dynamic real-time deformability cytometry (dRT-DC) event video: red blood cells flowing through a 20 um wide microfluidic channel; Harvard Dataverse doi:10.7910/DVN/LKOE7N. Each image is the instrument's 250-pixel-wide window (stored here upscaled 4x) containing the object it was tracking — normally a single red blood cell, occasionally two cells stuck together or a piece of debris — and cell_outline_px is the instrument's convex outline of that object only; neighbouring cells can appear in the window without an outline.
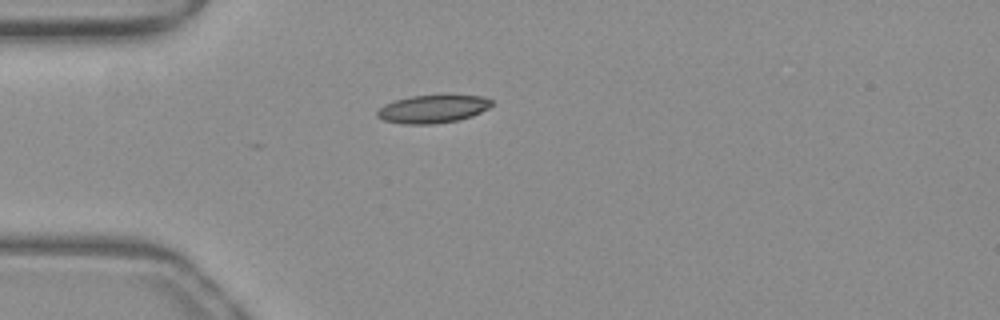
{"species": "common noctule bat (a hibernating species)", "species_latin": "Nyctalus noctula", "temperature_condition": "warm", "stored_images_in_passage": 15, "camera_frame_rate_fps": 3000, "um_per_image_px": 0.085, "animal": {"sex": "female", "body_mass_g": 19.3, "forearm_length_mm": 54.1}, "frame": {"image": 1, "passage_image": 1, "time_ms": 0.0, "image_size_px": [1000, 320], "cell_outline_px": [[492, 104], [488, 108], [472, 116], [456, 120], [432, 124], [404, 124], [384, 120], [376, 116], [376, 112], [384, 104], [408, 96], [440, 92], [448, 92], [484, 96], [492, 100]], "centroid_in_image_um": [36.83, 9.19], "position_along_channel_um": 48.2, "area_um2": 19.59}}
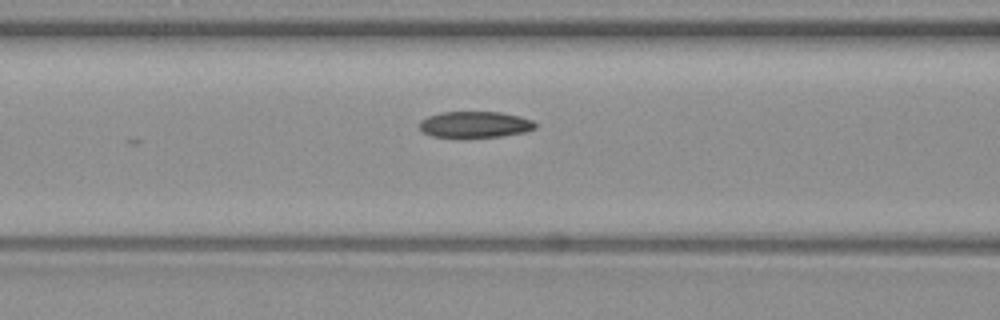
{"frame": {"image": 2, "passage_image": 8, "time_ms": 2.333, "image_size_px": [1000, 320], "cell_outline_px": [[536, 128], [524, 132], [500, 136], [432, 136], [424, 132], [420, 128], [420, 120], [428, 116], [440, 112], [500, 112], [520, 116], [532, 120], [536, 124]], "centroid_in_image_um": [40.39, 10.56], "position_along_channel_um": 126.2, "area_um2": 17.34}}
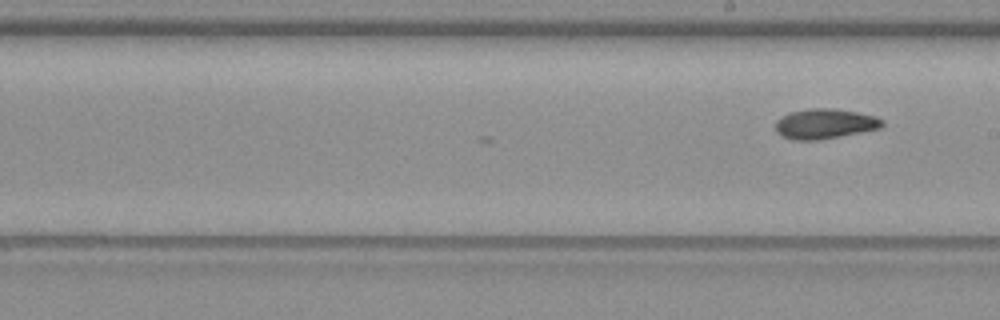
{"frame": {"image": 3, "passage_image": 15, "time_ms": 4.667, "image_size_px": [1000, 320], "cell_outline_px": [[884, 124], [880, 128], [840, 136], [816, 140], [792, 140], [776, 132], [776, 120], [780, 116], [788, 112], [808, 108], [832, 108], [856, 112], [876, 116], [884, 120]], "centroid_in_image_um": [70.09, 10.51], "position_along_channel_um": 218.9, "area_um2": 18.73}}